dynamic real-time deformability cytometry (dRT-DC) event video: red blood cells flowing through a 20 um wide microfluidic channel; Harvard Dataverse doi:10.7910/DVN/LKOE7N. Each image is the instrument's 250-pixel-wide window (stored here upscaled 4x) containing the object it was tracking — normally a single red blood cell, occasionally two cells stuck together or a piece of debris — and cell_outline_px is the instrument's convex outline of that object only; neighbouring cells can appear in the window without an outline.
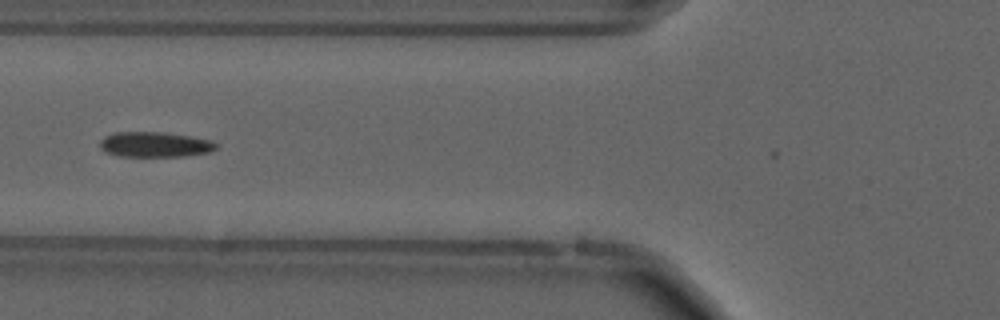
{"species": "common noctule bat (a hibernating species)", "species_latin": "Nyctalus noctula", "temperature_condition": "cold", "stored_images_in_passage": 35, "camera_frame_rate_fps": 3000, "um_per_image_px": 0.085, "animal": {"sex": "male", "forearm_length_mm": 52.5}, "frame": {"image": 1, "passage_image": 10, "time_ms": 3.0, "image_size_px": [1000, 320], "cell_outline_px": [[220, 144], [216, 148], [208, 152], [184, 156], [116, 156], [104, 152], [100, 148], [100, 140], [104, 136], [112, 132], [168, 132], [208, 140]], "centroid_in_image_um": [13.1, 12.28], "position_along_channel_um": 112.7, "area_um2": 17.17}, "authors_computed_cell_mechanics": {"area_um2": 16.5886, "velocity_mm_per_s": 3.6966, "shape_relaxation_time_tau1_ms": null, "shape_relaxation_time_tau2_ms": 6.0096, "deformation_change_tau1": null, "deformation_change_tau2": 0.1398}}